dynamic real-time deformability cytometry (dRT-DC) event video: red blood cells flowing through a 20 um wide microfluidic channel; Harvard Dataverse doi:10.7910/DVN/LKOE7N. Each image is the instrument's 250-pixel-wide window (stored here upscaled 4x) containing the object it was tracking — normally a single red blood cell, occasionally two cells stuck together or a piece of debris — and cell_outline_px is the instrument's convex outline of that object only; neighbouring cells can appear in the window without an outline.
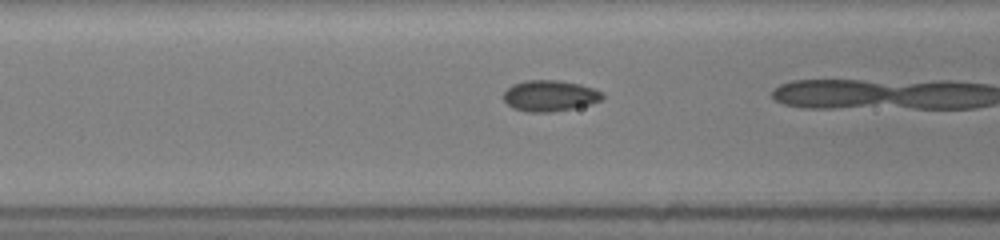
{"species": "common noctule bat (a hibernating species)", "species_latin": "Nyctalus noctula", "temperature_condition": "room temperature", "stored_images_in_passage": 20, "camera_frame_rate_fps": 3000, "um_per_image_px": 0.085, "animal": {"sex": "female", "body_mass_g": 19.5, "forearm_length_mm": 54.1}, "frame": {"image": 1, "passage_image": 19, "time_ms": 6.0, "image_size_px": [1000, 240], "cell_outline_px": [[604, 96], [600, 100], [592, 104], [552, 112], [528, 112], [512, 108], [504, 100], [504, 92], [512, 84], [524, 80], [560, 80], [580, 84], [604, 92]], "centroid_in_image_um": [46.73, 8.13], "position_along_channel_um": 119.9, "area_um2": 17.98}}